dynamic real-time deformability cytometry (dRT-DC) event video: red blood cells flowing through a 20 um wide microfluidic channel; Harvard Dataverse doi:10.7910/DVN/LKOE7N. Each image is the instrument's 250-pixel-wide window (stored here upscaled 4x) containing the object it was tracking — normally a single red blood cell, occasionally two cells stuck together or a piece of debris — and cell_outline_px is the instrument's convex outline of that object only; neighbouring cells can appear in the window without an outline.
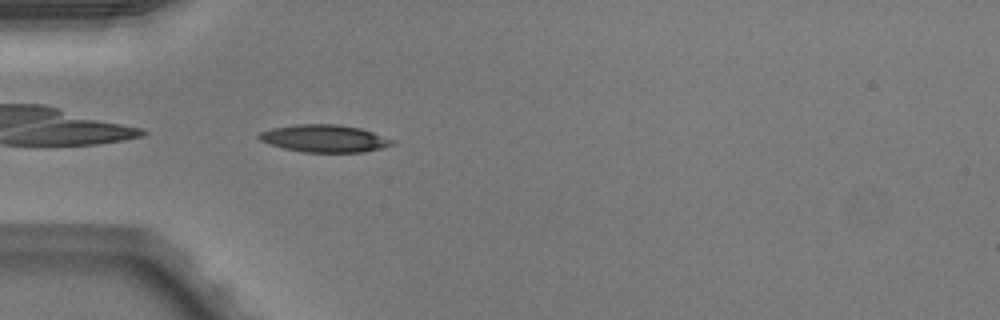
{"species": "Egyptian fruit bat (a non-hibernating species)", "species_latin": "Rousettus aegyptiacus", "temperature_condition": "warm", "stored_images_in_passage": 35, "camera_frame_rate_fps": 3000, "um_per_image_px": 0.085, "animal": {"sex": "male"}, "frame": {"image": 1, "passage_image": 1, "time_ms": 0.0, "image_size_px": [1000, 320], "cell_outline_px": [[396, 144], [364, 152], [304, 152], [284, 148], [268, 144], [260, 140], [256, 136], [260, 132], [272, 128], [296, 124], [340, 124], [360, 128], [372, 132], [392, 140]], "centroid_in_image_um": [27.54, 11.76], "position_along_channel_um": 57.5, "area_um2": 21.21}}
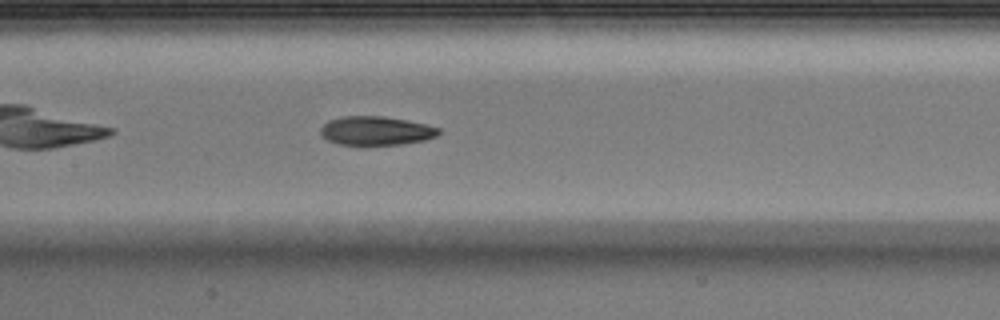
{"frame": {"image": 2, "passage_image": 10, "time_ms": 3.0, "image_size_px": [1000, 320], "cell_outline_px": [[440, 132], [436, 136], [424, 140], [404, 144], [360, 148], [340, 144], [328, 140], [320, 136], [320, 128], [328, 120], [344, 116], [384, 116], [408, 120], [440, 128]], "centroid_in_image_um": [31.92, 11.16], "position_along_channel_um": 175.5, "area_um2": 20.69}}
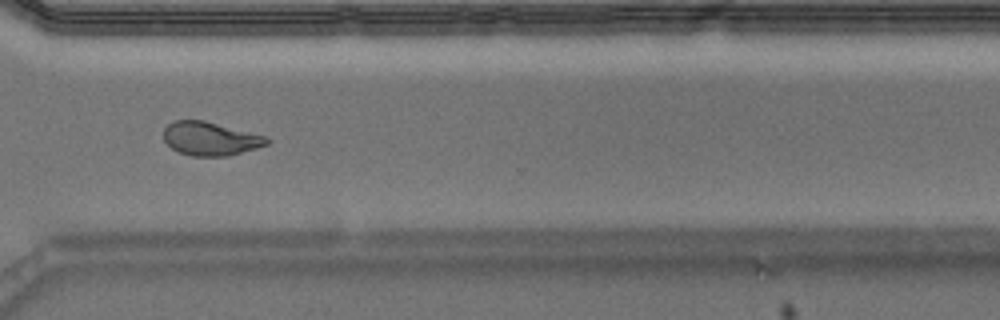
{"frame": {"image": 3, "passage_image": 23, "time_ms": 7.333, "image_size_px": [1000, 320], "cell_outline_px": [[272, 140], [268, 144], [256, 148], [228, 156], [192, 156], [180, 152], [172, 148], [164, 140], [164, 128], [168, 124], [176, 120], [204, 120], [268, 136]], "centroid_in_image_um": [17.92, 11.78], "position_along_channel_um": 352.7, "area_um2": 20.29}, "authors_computed_cell_mechanics": {"area_um2": 20.6924, "velocity_mm_per_s": 4.1045, "shape_relaxation_time_tau1_ms": 6.5554, "shape_relaxation_time_tau2_ms": 2.9279, "deformation_change_tau1": 0.2359, "deformation_change_tau2": 0.1016}}